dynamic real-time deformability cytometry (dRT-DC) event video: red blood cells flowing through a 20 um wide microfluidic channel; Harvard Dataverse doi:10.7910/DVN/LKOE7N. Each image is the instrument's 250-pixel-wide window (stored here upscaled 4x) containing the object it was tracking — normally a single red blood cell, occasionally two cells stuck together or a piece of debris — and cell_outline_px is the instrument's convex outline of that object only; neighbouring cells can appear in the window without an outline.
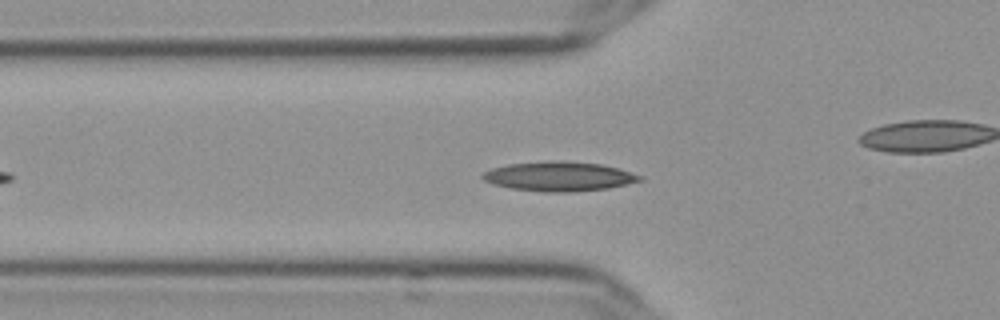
{"species": "Egyptian fruit bat (a non-hibernating species)", "species_latin": "Rousettus aegyptiacus", "temperature_condition": "cold", "stored_images_in_passage": 46, "camera_frame_rate_fps": 3000, "um_per_image_px": 0.085, "frame": {"image": 1, "passage_image": 9, "time_ms": 2.667, "image_size_px": [1000, 320], "cell_outline_px": [[644, 180], [628, 184], [608, 188], [572, 192], [548, 192], [512, 188], [492, 184], [484, 180], [480, 176], [484, 172], [492, 168], [508, 164], [548, 160], [560, 160], [600, 164], [620, 168], [644, 176]], "centroid_in_image_um": [47.56, 14.98], "position_along_channel_um": 78.2, "area_um2": 27.22}}
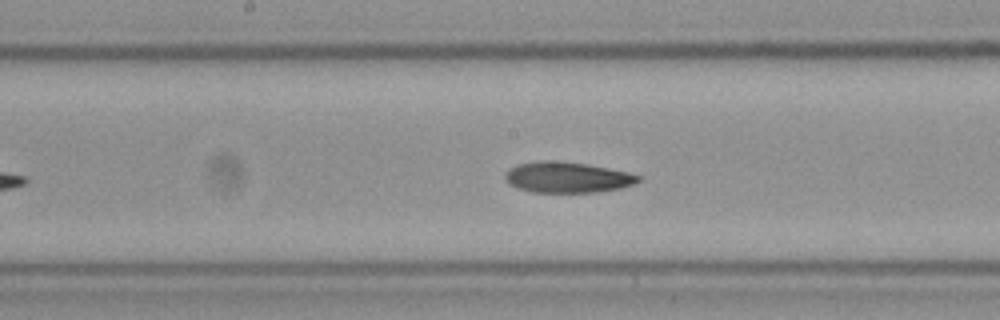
{"frame": {"image": 2, "passage_image": 19, "time_ms": 6.0, "image_size_px": [1000, 320], "cell_outline_px": [[644, 176], [640, 180], [632, 184], [620, 188], [596, 192], [532, 192], [516, 188], [508, 184], [504, 180], [504, 172], [508, 168], [516, 164], [544, 160], [548, 160], [588, 164], [628, 172]], "centroid_in_image_um": [48.17, 15.07], "position_along_channel_um": 200.0, "area_um2": 24.1}}
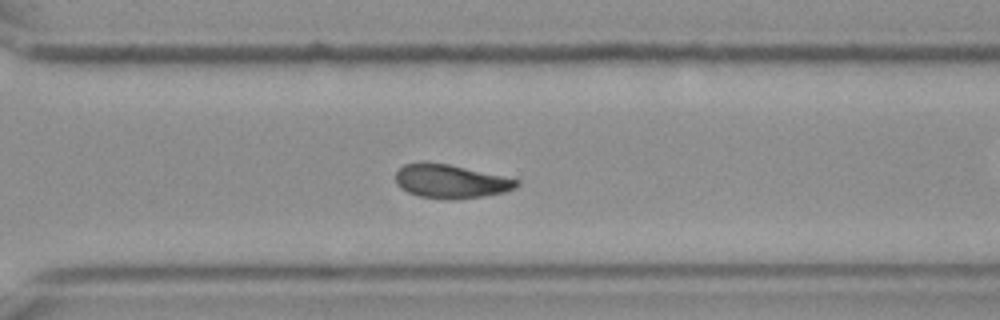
{"frame": {"image": 3, "passage_image": 30, "time_ms": 9.667, "image_size_px": [1000, 320], "cell_outline_px": [[520, 184], [504, 192], [484, 196], [452, 200], [448, 200], [420, 196], [408, 192], [400, 188], [396, 184], [396, 172], [404, 164], [448, 164], [520, 180]], "centroid_in_image_um": [38.31, 15.44], "position_along_channel_um": 332.3, "area_um2": 23.24}, "authors_computed_cell_mechanics": {"area_um2": 23.8425, "velocity_mm_per_s": 3.6229, "shape_relaxation_time_tau1_ms": null, "shape_relaxation_time_tau2_ms": 6.5688, "deformation_change_tau1": null, "deformation_change_tau2": 0.121}}